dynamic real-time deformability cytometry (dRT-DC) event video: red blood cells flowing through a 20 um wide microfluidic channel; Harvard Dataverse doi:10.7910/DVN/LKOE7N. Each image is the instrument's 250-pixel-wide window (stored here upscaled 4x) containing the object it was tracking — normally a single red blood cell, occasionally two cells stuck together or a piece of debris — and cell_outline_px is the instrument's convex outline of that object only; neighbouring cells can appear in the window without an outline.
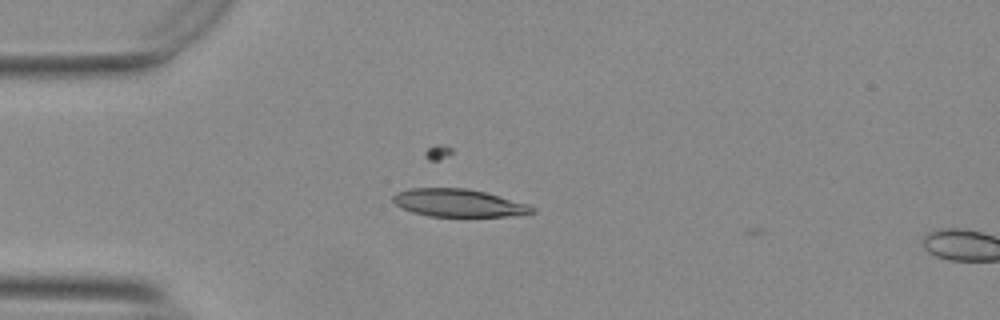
{"species": "Egyptian fruit bat (a non-hibernating species)", "species_latin": "Rousettus aegyptiacus", "temperature_condition": "warm", "stored_images_in_passage": 3, "camera_frame_rate_fps": 3000, "um_per_image_px": 0.085, "animal": {"sex": "female"}, "frame": {"image": 1, "passage_image": 1, "time_ms": 0.0, "image_size_px": [1000, 320], "cell_outline_px": [[536, 212], [512, 216], [428, 216], [412, 212], [396, 204], [392, 200], [392, 196], [396, 192], [408, 188], [468, 188], [484, 192], [528, 204], [536, 208]], "centroid_in_image_um": [38.97, 17.25], "position_along_channel_um": 46.0, "area_um2": 22.43}}